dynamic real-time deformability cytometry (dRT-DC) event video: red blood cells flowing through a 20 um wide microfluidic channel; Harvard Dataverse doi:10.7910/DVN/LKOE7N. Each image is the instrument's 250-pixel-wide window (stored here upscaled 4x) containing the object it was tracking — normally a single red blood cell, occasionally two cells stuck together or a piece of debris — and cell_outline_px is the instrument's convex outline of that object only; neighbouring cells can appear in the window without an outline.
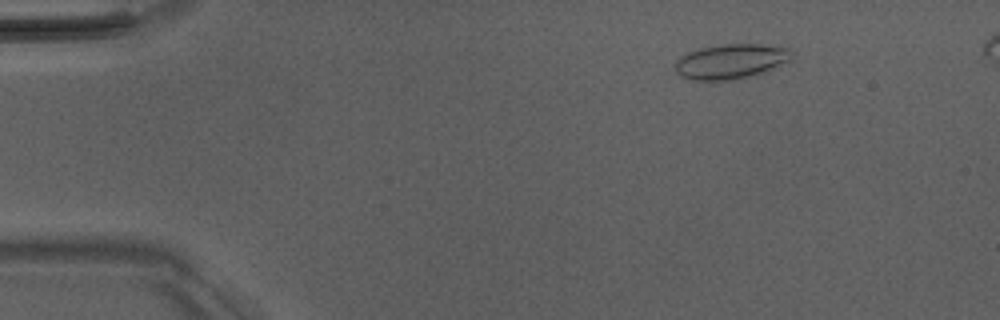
{"species": "Egyptian fruit bat (a non-hibernating species)", "species_latin": "Rousettus aegyptiacus", "temperature_condition": "room temperature", "stored_images_in_passage": 7, "camera_frame_rate_fps": 3000, "um_per_image_px": 0.085, "animal": {"sex": "male"}, "frame": {"image": 1, "passage_image": 2, "time_ms": 1.333, "image_size_px": [1000, 320], "cell_outline_px": [[792, 60], [768, 72], [736, 80], [692, 80], [680, 76], [676, 72], [676, 60], [680, 56], [688, 52], [700, 48], [720, 44], [764, 44], [792, 48]], "centroid_in_image_um": [62.19, 5.22], "position_along_channel_um": 22.8, "area_um2": 24.28}}